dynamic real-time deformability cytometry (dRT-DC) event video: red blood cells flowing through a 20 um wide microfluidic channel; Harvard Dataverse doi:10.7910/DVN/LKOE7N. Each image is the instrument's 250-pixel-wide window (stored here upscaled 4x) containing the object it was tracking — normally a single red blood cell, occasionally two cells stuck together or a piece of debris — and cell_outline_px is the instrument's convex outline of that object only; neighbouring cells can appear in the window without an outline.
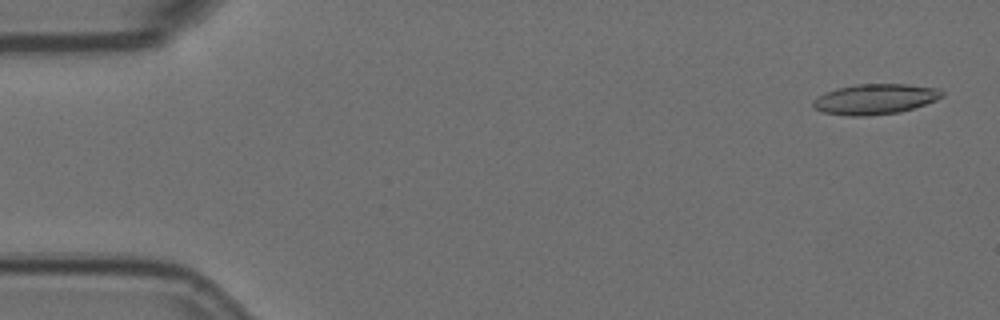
{"species": "Egyptian fruit bat (a non-hibernating species)", "species_latin": "Rousettus aegyptiacus", "temperature_condition": "room temperature", "stored_images_in_passage": 4, "camera_frame_rate_fps": 3000, "um_per_image_px": 0.085, "animal": {"sex": "female"}, "frame": {"image": 1, "passage_image": 1, "time_ms": 0.0, "image_size_px": [1000, 320], "cell_outline_px": [[944, 96], [936, 100], [900, 112], [864, 116], [848, 116], [824, 112], [816, 108], [812, 104], [812, 100], [824, 92], [836, 88], [856, 84], [908, 84], [940, 88], [944, 92]], "centroid_in_image_um": [74.39, 8.41], "position_along_channel_um": 10.6, "area_um2": 22.89}}
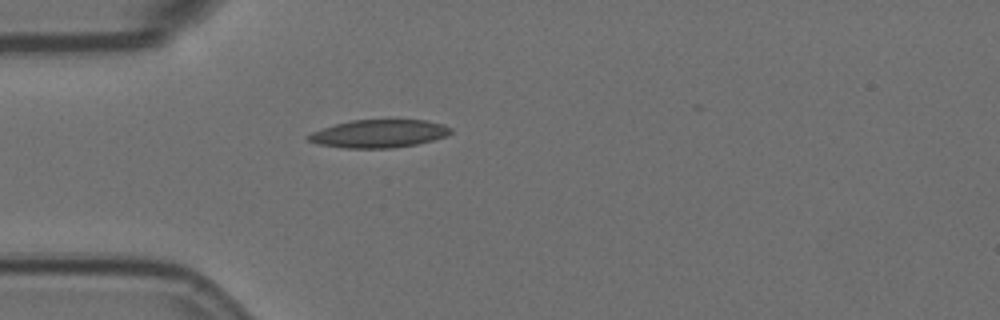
{"frame": {"image": 2, "passage_image": 4, "time_ms": 1.0, "image_size_px": [1000, 320], "cell_outline_px": [[452, 132], [448, 136], [416, 144], [392, 148], [344, 148], [316, 144], [308, 140], [304, 136], [312, 132], [336, 124], [352, 120], [424, 120], [444, 124], [452, 128]], "centroid_in_image_um": [32.21, 11.36], "position_along_channel_um": 52.8, "area_um2": 23.24}}